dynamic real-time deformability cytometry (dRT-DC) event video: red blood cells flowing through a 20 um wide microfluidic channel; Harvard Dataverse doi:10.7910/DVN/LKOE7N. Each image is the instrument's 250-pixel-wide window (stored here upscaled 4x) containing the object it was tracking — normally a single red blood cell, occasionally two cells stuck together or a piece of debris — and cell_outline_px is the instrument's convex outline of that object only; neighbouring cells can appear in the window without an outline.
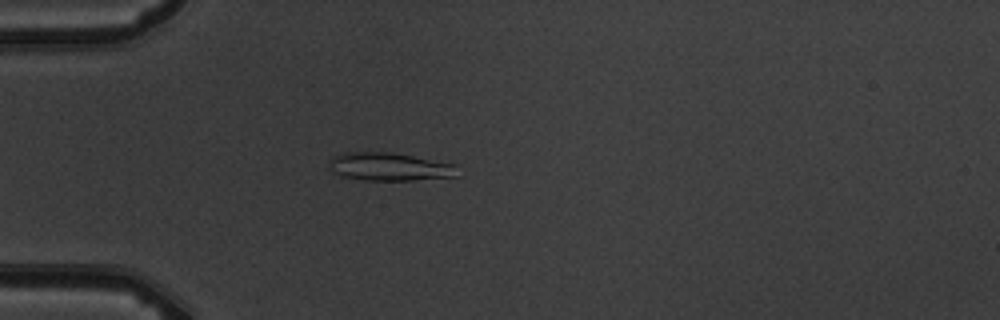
{"species": "common noctule bat (a hibernating species)", "species_latin": "Nyctalus noctula", "temperature_condition": "warm", "stored_images_in_passage": 6, "camera_frame_rate_fps": 3000, "um_per_image_px": 0.085, "animal": {"sex": "male", "body_mass_g": 19.5, "forearm_length_mm": 54.6}, "frame": {"image": 1, "passage_image": 4, "time_ms": 3.667, "image_size_px": [1000, 320], "cell_outline_px": [[456, 176], [412, 180], [364, 180], [344, 176], [332, 172], [328, 164], [328, 160], [332, 156], [344, 152], [392, 152], [456, 164]], "centroid_in_image_um": [33.05, 14.16], "position_along_channel_um": 52.0, "area_um2": 20.98}}